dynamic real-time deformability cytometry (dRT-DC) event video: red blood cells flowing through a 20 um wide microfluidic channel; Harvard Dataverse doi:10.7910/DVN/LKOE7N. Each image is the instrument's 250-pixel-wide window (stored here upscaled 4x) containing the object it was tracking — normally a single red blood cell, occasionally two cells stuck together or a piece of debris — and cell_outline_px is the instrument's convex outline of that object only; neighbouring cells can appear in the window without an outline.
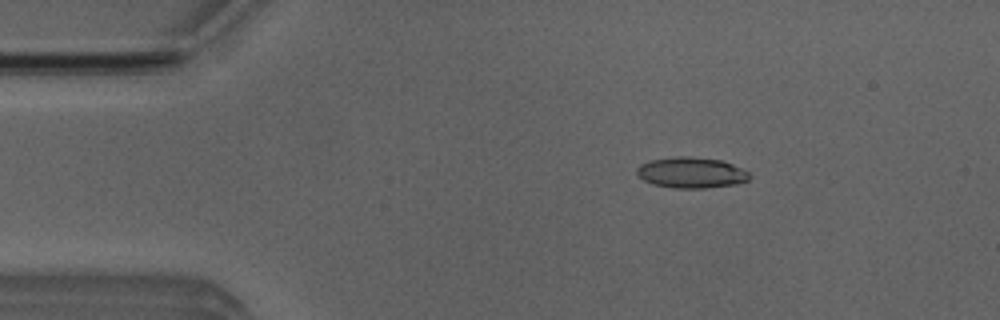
{"species": "Egyptian fruit bat (a non-hibernating species)", "species_latin": "Rousettus aegyptiacus", "temperature_condition": "room temperature", "stored_images_in_passage": 51, "camera_frame_rate_fps": 3000, "um_per_image_px": 0.085, "animal": {"sex": "male"}, "frame": {"image": 1, "passage_image": 8, "time_ms": 2.333, "image_size_px": [1000, 320], "cell_outline_px": [[752, 176], [748, 180], [736, 184], [704, 188], [672, 188], [652, 184], [644, 180], [636, 172], [636, 168], [640, 164], [652, 160], [676, 156], [688, 156], [720, 160], [732, 164], [748, 172]], "centroid_in_image_um": [58.75, 14.68], "position_along_channel_um": 26.2, "area_um2": 20.17}}
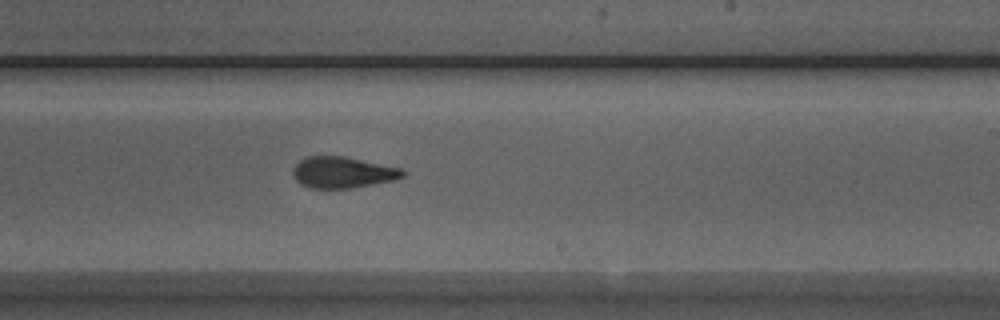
{"frame": {"image": 2, "passage_image": 30, "time_ms": 9.667, "image_size_px": [1000, 320], "cell_outline_px": [[404, 176], [392, 180], [348, 188], [308, 188], [300, 184], [292, 176], [292, 168], [304, 156], [344, 156], [404, 168]], "centroid_in_image_um": [29.08, 14.64], "position_along_channel_um": 259.9, "area_um2": 20.06}}
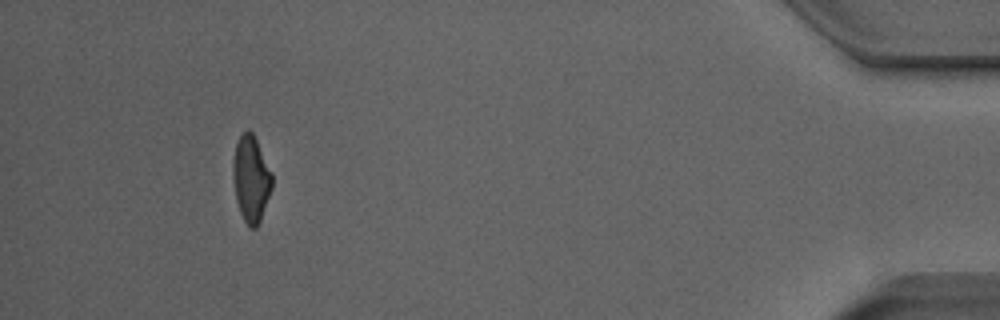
{"frame": {"image": 3, "passage_image": 47, "time_ms": 15.333, "image_size_px": [1000, 320], "cell_outline_px": [[272, 188], [260, 220], [256, 228], [252, 228], [244, 220], [240, 212], [236, 200], [232, 176], [232, 160], [236, 144], [240, 136], [248, 128], [252, 132], [272, 172]], "centroid_in_image_um": [21.32, 15.18], "position_along_channel_um": 413.9, "area_um2": 19.54}, "authors_computed_cell_mechanics": {"area_um2": 20.23, "velocity_mm_per_s": 3.987, "shape_relaxation_time_tau1_ms": 7.1058, "shape_relaxation_time_tau2_ms": 1.7624, "deformation_change_tau1": 0.1896, "deformation_change_tau2": 0.1011}}